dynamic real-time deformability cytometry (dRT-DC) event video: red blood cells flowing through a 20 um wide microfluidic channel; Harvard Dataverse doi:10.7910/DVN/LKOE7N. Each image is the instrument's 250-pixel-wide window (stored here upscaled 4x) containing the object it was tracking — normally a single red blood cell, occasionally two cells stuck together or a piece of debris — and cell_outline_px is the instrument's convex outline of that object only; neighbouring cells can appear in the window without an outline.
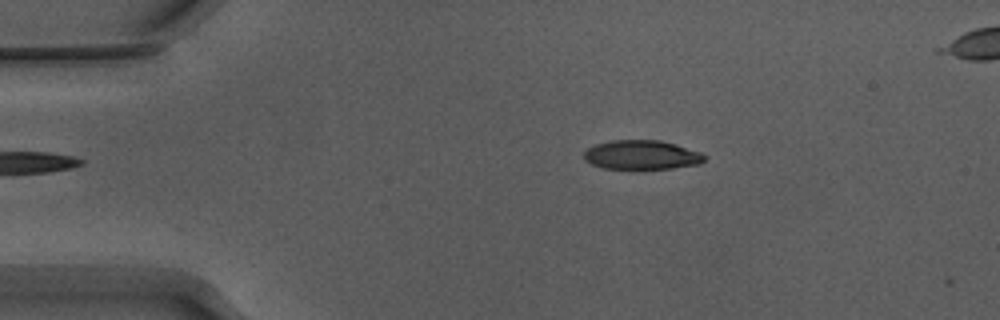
{"species": "Egyptian fruit bat (a non-hibernating species)", "species_latin": "Rousettus aegyptiacus", "temperature_condition": "warm", "stored_images_in_passage": 3, "camera_frame_rate_fps": 3000, "um_per_image_px": 0.085, "animal": {"sex": "male"}, "frame": {"image": 1, "passage_image": 1, "time_ms": 0.0, "image_size_px": [1000, 320], "cell_outline_px": [[704, 160], [700, 164], [672, 168], [604, 168], [592, 164], [584, 160], [584, 152], [588, 148], [596, 144], [612, 140], [660, 140], [676, 144], [700, 152], [704, 156]], "centroid_in_image_um": [54.53, 13.15], "position_along_channel_um": 30.5, "area_um2": 20.29}}